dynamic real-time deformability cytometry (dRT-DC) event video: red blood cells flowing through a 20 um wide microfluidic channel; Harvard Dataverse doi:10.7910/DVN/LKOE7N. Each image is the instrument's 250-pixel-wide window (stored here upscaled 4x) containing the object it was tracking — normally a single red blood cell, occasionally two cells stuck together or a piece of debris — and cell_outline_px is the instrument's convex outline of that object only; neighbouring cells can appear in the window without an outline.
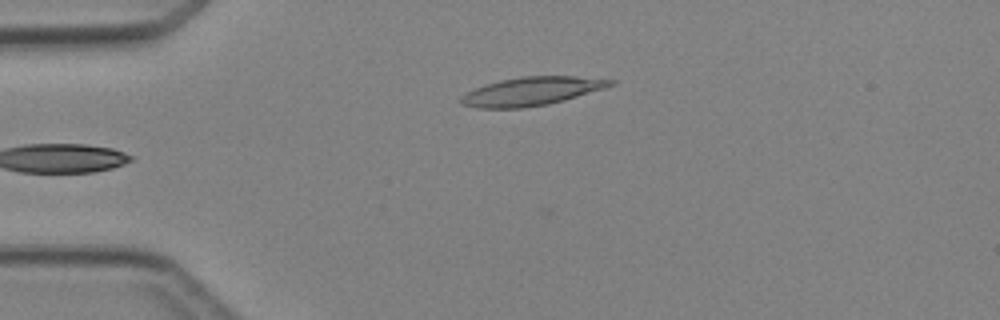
{"species": "Egyptian fruit bat (a non-hibernating species)", "species_latin": "Rousettus aegyptiacus", "temperature_condition": "cold", "stored_images_in_passage": 5, "camera_frame_rate_fps": 3000, "um_per_image_px": 0.085, "animal": {"sex": "female"}, "frame": {"image": 1, "passage_image": 5, "time_ms": 4.667, "image_size_px": [1000, 320], "cell_outline_px": [[616, 84], [604, 88], [564, 100], [548, 104], [524, 108], [476, 108], [460, 104], [460, 96], [484, 84], [500, 80], [524, 76], [572, 76], [616, 80]], "centroid_in_image_um": [45.16, 7.76], "position_along_channel_um": 39.8, "area_um2": 24.74}}